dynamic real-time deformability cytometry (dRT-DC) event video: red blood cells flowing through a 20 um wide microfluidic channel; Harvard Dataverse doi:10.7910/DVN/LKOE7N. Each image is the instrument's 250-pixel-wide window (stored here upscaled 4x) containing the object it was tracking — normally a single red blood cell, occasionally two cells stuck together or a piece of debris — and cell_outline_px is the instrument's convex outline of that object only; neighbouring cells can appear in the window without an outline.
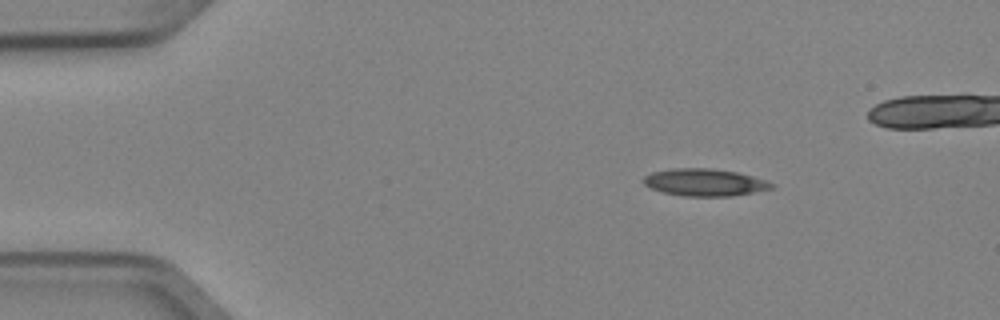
{"species": "Egyptian fruit bat (a non-hibernating species)", "species_latin": "Rousettus aegyptiacus", "temperature_condition": "cold", "stored_images_in_passage": 5, "camera_frame_rate_fps": 3000, "um_per_image_px": 0.085, "animal": {"sex": "female"}, "frame": {"image": 1, "passage_image": 2, "time_ms": 0.333, "image_size_px": [1000, 320], "cell_outline_px": [[776, 188], [732, 196], [684, 196], [664, 192], [652, 188], [644, 184], [640, 180], [644, 176], [652, 172], [672, 168], [712, 168], [736, 172], [768, 180], [776, 184]], "centroid_in_image_um": [59.93, 15.5], "position_along_channel_um": 25.1, "area_um2": 20.52}}